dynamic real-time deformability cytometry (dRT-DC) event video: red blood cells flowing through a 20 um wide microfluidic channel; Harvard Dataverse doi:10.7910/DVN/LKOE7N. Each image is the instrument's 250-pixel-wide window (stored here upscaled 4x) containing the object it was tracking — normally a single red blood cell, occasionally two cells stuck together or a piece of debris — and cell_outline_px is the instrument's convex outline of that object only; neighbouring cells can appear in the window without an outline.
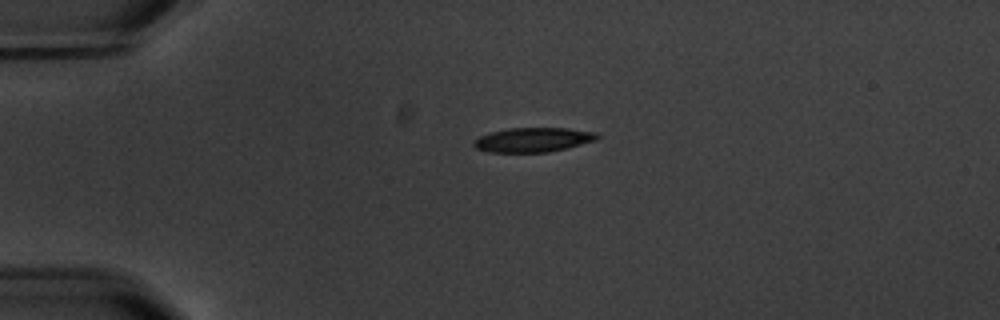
{"species": "common noctule bat (a hibernating species)", "species_latin": "Nyctalus noctula", "temperature_condition": "warm", "stored_images_in_passage": 3, "camera_frame_rate_fps": 3000, "um_per_image_px": 0.085, "animal": {"sex": "male", "body_mass_g": 20.1, "forearm_length_mm": 53.5}, "frame": {"image": 1, "passage_image": 1, "time_ms": 0.0, "image_size_px": [1000, 320], "cell_outline_px": [[600, 136], [596, 140], [568, 148], [548, 152], [488, 152], [476, 148], [472, 144], [472, 140], [480, 136], [492, 132], [508, 128], [568, 128], [596, 132]], "centroid_in_image_um": [45.31, 11.88], "position_along_channel_um": 39.7, "area_um2": 17.63}}
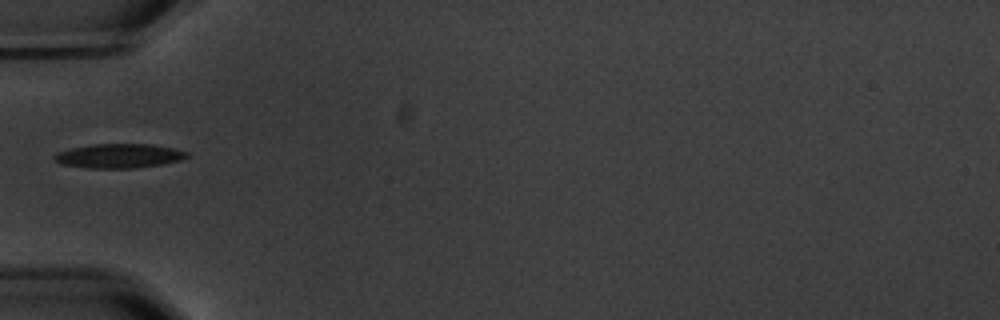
{"frame": {"image": 2, "passage_image": 3, "time_ms": 2.0, "image_size_px": [1000, 320], "cell_outline_px": [[188, 156], [180, 160], [160, 164], [136, 168], [88, 168], [60, 164], [52, 160], [52, 156], [56, 152], [88, 144], [152, 144], [172, 148], [188, 152]], "centroid_in_image_um": [10.03, 13.25], "position_along_channel_um": 75.0, "area_um2": 18.84}}